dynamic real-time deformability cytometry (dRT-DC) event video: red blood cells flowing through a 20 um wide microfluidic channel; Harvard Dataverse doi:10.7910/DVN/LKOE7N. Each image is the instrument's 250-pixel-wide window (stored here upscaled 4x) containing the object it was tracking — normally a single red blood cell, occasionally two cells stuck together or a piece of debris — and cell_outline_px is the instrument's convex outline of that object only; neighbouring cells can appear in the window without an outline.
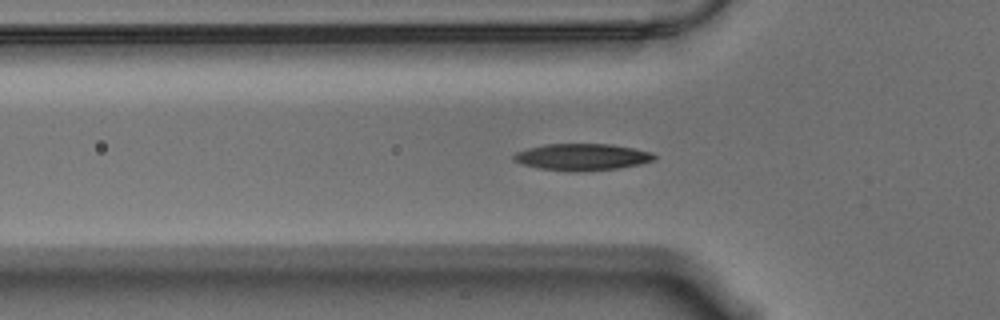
{"species": "Egyptian fruit bat (a non-hibernating species)", "species_latin": "Rousettus aegyptiacus", "temperature_condition": "warm", "stored_images_in_passage": 57, "camera_frame_rate_fps": 3000, "um_per_image_px": 0.085, "animal": {"sex": "male"}, "frame": {"image": 1, "passage_image": 17, "time_ms": 5.333, "image_size_px": [1000, 320], "cell_outline_px": [[656, 160], [640, 164], [620, 168], [576, 172], [568, 172], [540, 168], [524, 164], [512, 160], [512, 156], [516, 152], [528, 148], [544, 144], [612, 144], [652, 152], [656, 156]], "centroid_in_image_um": [49.49, 13.35], "position_along_channel_um": 76.3, "area_um2": 22.02}}
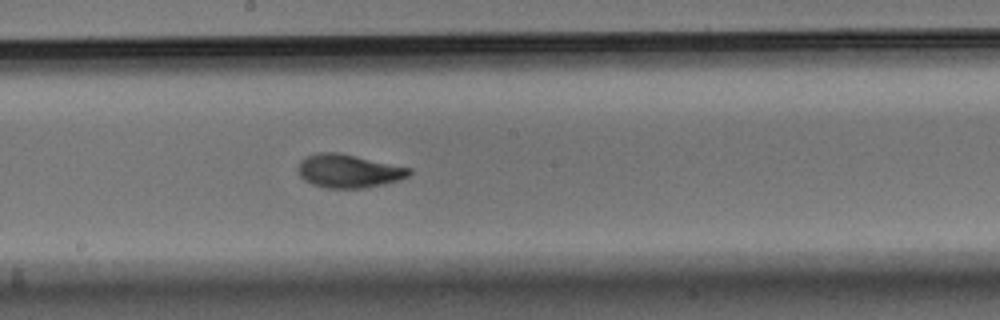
{"frame": {"image": 2, "passage_image": 29, "time_ms": 9.333, "image_size_px": [1000, 320], "cell_outline_px": [[412, 172], [408, 176], [400, 180], [384, 184], [364, 188], [324, 188], [312, 184], [304, 180], [300, 176], [296, 168], [300, 160], [304, 156], [320, 152], [336, 152], [412, 168]], "centroid_in_image_um": [29.6, 14.54], "position_along_channel_um": 218.6, "area_um2": 21.79}}
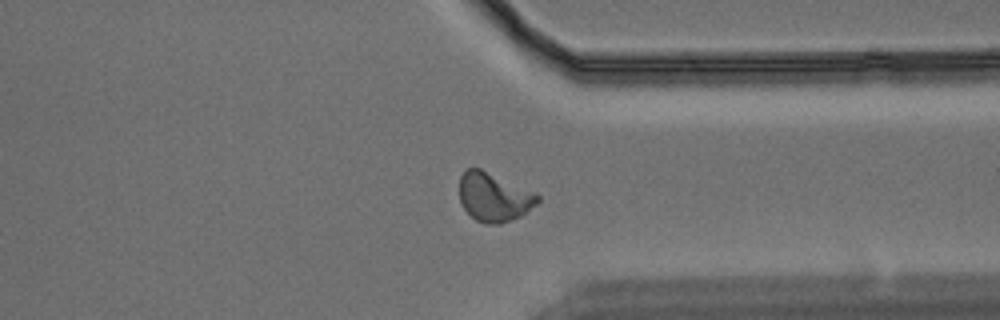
{"frame": {"image": 3, "passage_image": 42, "time_ms": 13.667, "image_size_px": [1000, 320], "cell_outline_px": [[540, 200], [536, 204], [520, 216], [500, 224], [484, 224], [476, 220], [464, 208], [460, 200], [460, 176], [468, 168], [480, 168], [540, 196]], "centroid_in_image_um": [41.95, 16.77], "position_along_channel_um": 369.5, "area_um2": 21.68}, "authors_computed_cell_mechanics": {"area_um2": 20.9814, "velocity_mm_per_s": 3.5281, "shape_relaxation_time_tau1_ms": 4.3028, "shape_relaxation_time_tau2_ms": 1.5852, "deformation_change_tau1": 0.1736, "deformation_change_tau2": 0.0697}}